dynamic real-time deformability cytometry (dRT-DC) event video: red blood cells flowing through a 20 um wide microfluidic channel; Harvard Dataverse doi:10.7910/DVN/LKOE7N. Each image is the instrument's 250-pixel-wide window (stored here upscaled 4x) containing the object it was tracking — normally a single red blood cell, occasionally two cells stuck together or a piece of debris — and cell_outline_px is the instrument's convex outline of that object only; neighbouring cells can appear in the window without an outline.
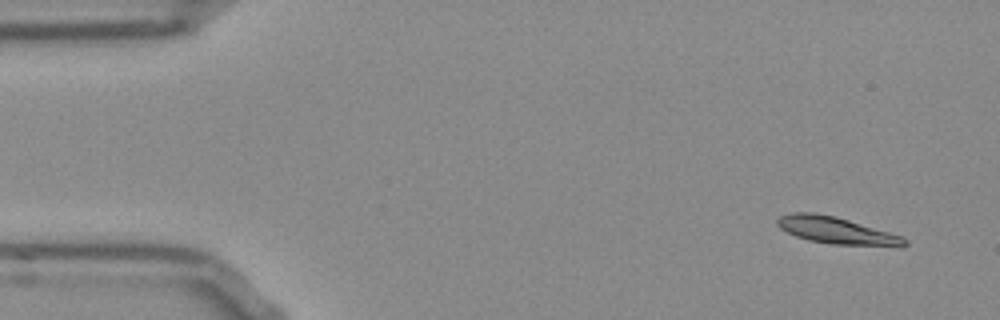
{"species": "Egyptian fruit bat (a non-hibernating species)", "species_latin": "Rousettus aegyptiacus", "temperature_condition": "room temperature", "stored_images_in_passage": 50, "camera_frame_rate_fps": 3000, "um_per_image_px": 0.085, "frame": {"image": 1, "passage_image": 1, "time_ms": 0.0, "image_size_px": [1000, 320], "cell_outline_px": [[908, 244], [900, 248], [832, 244], [808, 240], [796, 236], [780, 228], [776, 224], [776, 220], [780, 216], [792, 212], [816, 212], [836, 216], [904, 236], [908, 240]], "centroid_in_image_um": [71.2, 19.61], "position_along_channel_um": 13.8, "area_um2": 20.58}}
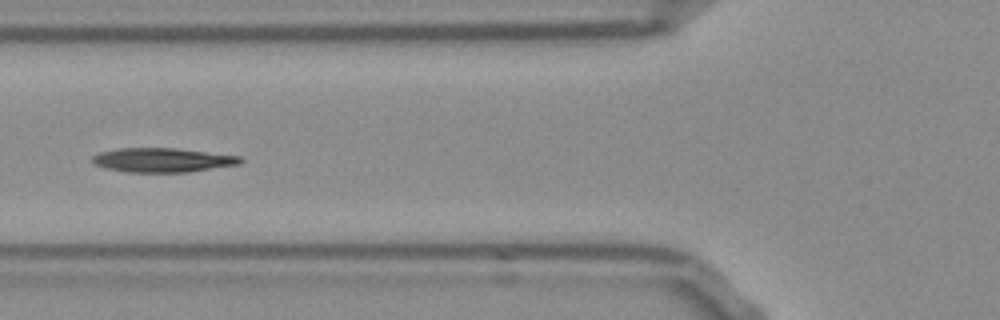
{"frame": {"image": 2, "passage_image": 17, "time_ms": 5.333, "image_size_px": [1000, 320], "cell_outline_px": [[244, 160], [240, 164], [188, 172], [128, 172], [104, 168], [92, 164], [88, 160], [92, 156], [100, 152], [116, 148], [176, 148], [240, 156]], "centroid_in_image_um": [13.75, 13.6], "position_along_channel_um": 112.1, "area_um2": 21.1}}
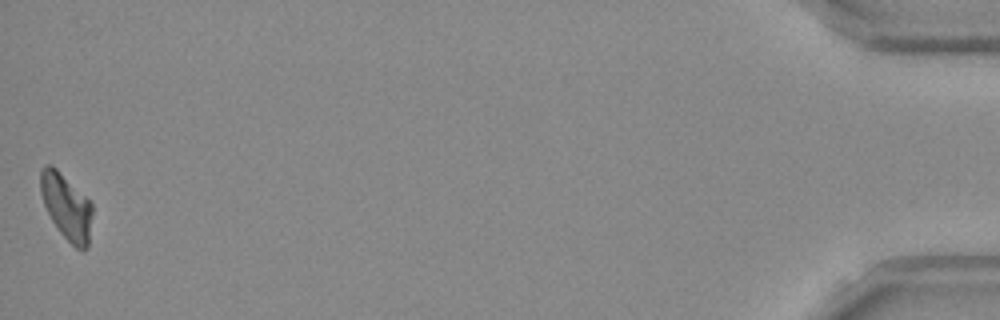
{"frame": {"image": 3, "passage_image": 50, "time_ms": 16.333, "image_size_px": [1000, 320], "cell_outline_px": [[92, 212], [88, 248], [84, 252], [76, 248], [60, 232], [52, 220], [44, 204], [40, 192], [40, 172], [44, 164], [52, 164], [92, 204]], "centroid_in_image_um": [5.64, 17.58], "position_along_channel_um": 429.6, "area_um2": 19.59}, "authors_computed_cell_mechanics": {"area_um2": 20.4034, "velocity_mm_per_s": 3.8027, "shape_relaxation_time_tau1_ms": 10.254, "shape_relaxation_time_tau2_ms": null, "deformation_change_tau1": 0.2224, "deformation_change_tau2": null}}